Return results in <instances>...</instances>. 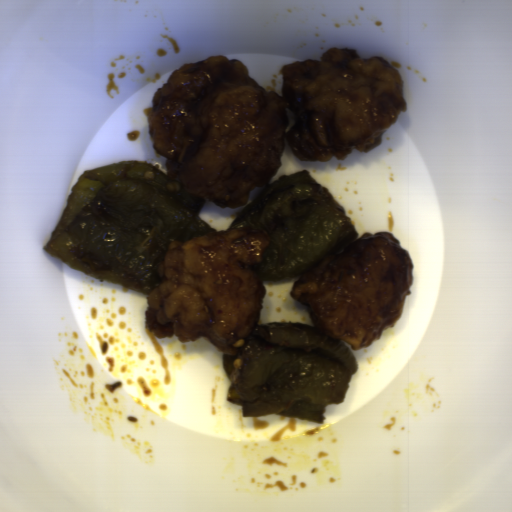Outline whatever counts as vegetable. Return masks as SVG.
I'll return each mask as SVG.
<instances>
[{"instance_id":"vegetable-2","label":"vegetable","mask_w":512,"mask_h":512,"mask_svg":"<svg viewBox=\"0 0 512 512\" xmlns=\"http://www.w3.org/2000/svg\"><path fill=\"white\" fill-rule=\"evenodd\" d=\"M226 401L243 417L283 414L325 422V407L342 404L359 368L353 352L315 326L296 322L253 327L235 355H223Z\"/></svg>"},{"instance_id":"vegetable-1","label":"vegetable","mask_w":512,"mask_h":512,"mask_svg":"<svg viewBox=\"0 0 512 512\" xmlns=\"http://www.w3.org/2000/svg\"><path fill=\"white\" fill-rule=\"evenodd\" d=\"M205 202L140 160L93 168L72 186L43 250L86 276L150 295L163 282L157 268L169 243L213 232L198 216Z\"/></svg>"},{"instance_id":"vegetable-3","label":"vegetable","mask_w":512,"mask_h":512,"mask_svg":"<svg viewBox=\"0 0 512 512\" xmlns=\"http://www.w3.org/2000/svg\"><path fill=\"white\" fill-rule=\"evenodd\" d=\"M226 229L268 234L260 261L249 267L267 281L308 271L345 250L359 234L336 197L306 169L266 184Z\"/></svg>"}]
</instances>
